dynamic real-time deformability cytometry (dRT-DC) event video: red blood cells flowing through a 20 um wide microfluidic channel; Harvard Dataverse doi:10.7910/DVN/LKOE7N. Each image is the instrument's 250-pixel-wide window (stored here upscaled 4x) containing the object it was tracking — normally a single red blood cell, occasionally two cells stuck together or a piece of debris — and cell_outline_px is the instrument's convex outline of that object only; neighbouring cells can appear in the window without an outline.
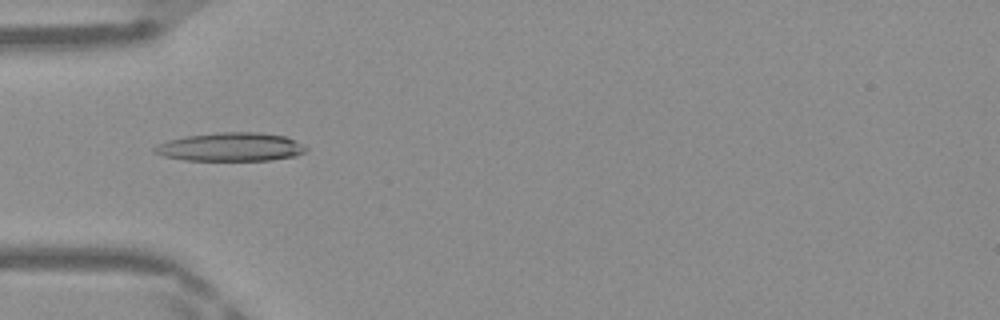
{"species": "Egyptian fruit bat (a non-hibernating species)", "species_latin": "Rousettus aegyptiacus", "temperature_condition": "warm", "stored_images_in_passage": 43, "camera_frame_rate_fps": 3000, "um_per_image_px": 0.085, "frame": {"image": 1, "passage_image": 10, "time_ms": 3.0, "image_size_px": [1000, 320], "cell_outline_px": [[308, 148], [304, 152], [296, 156], [272, 160], [184, 160], [164, 156], [152, 152], [152, 148], [156, 144], [168, 140], [184, 136], [216, 132], [256, 132], [284, 136]], "centroid_in_image_um": [19.54, 12.49], "position_along_channel_um": 65.5, "area_um2": 25.2}}
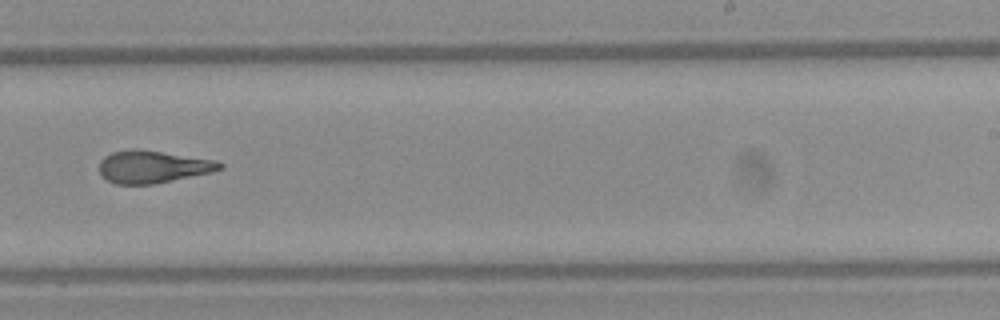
{"frame": {"image": 2, "passage_image": 25, "time_ms": 8.0, "image_size_px": [1000, 320], "cell_outline_px": [[224, 168], [212, 172], [152, 184], [116, 184], [100, 176], [100, 160], [104, 156], [112, 152], [132, 148], [136, 148], [220, 160], [224, 164]], "centroid_in_image_um": [13.01, 14.16], "position_along_channel_um": 276.0, "area_um2": 23.0}}
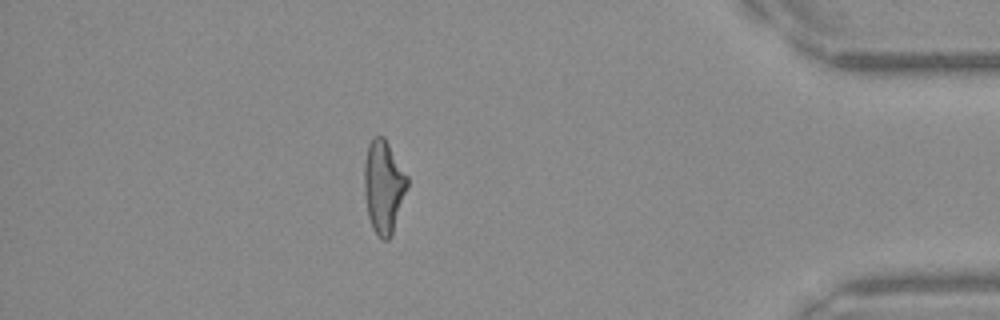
{"frame": {"image": 3, "passage_image": 37, "time_ms": 12.0, "image_size_px": [1000, 320], "cell_outline_px": [[408, 188], [392, 236], [388, 240], [380, 240], [372, 228], [368, 216], [364, 192], [364, 160], [368, 144], [372, 136], [384, 136], [408, 176]], "centroid_in_image_um": [32.61, 15.88], "position_along_channel_um": 402.6, "area_um2": 23.81}, "authors_computed_cell_mechanics": {"area_um2": 23.5246, "velocity_mm_per_s": 4.2112, "shape_relaxation_time_tau1_ms": null, "shape_relaxation_time_tau2_ms": 2.9545, "deformation_change_tau1": null, "deformation_change_tau2": 0.1416}}